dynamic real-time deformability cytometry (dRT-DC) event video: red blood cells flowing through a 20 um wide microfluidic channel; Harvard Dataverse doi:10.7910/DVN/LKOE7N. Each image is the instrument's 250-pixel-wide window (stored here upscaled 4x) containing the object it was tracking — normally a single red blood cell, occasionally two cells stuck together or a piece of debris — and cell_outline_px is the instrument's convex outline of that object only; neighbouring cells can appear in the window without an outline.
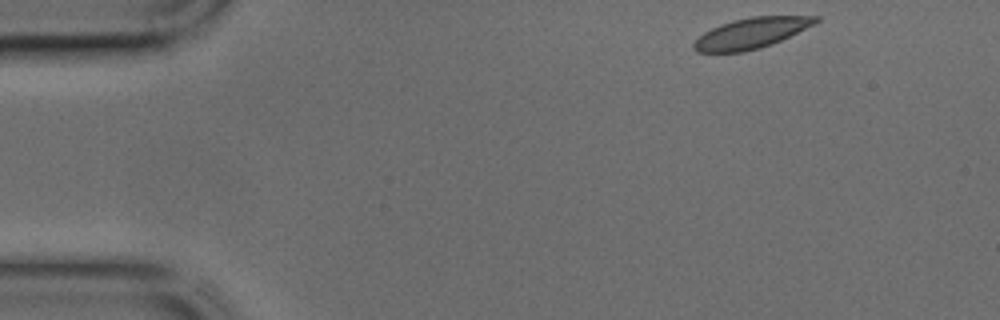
{"species": "common noctule bat (a hibernating species)", "species_latin": "Nyctalus noctula", "temperature_condition": "cold", "stored_images_in_passage": 40, "camera_frame_rate_fps": 3000, "um_per_image_px": 0.085, "animal": {"sex": "male", "body_mass_g": 17.9, "forearm_length_mm": 54.2}, "frame": {"image": 1, "passage_image": 1, "time_ms": 0.0, "image_size_px": [1000, 320], "cell_outline_px": [[820, 20], [816, 24], [780, 40], [760, 48], [744, 52], [696, 52], [692, 48], [692, 44], [704, 32], [720, 24], [732, 20], [752, 16], [820, 16]], "centroid_in_image_um": [63.85, 2.81], "position_along_channel_um": 21.1, "area_um2": 21.68}}
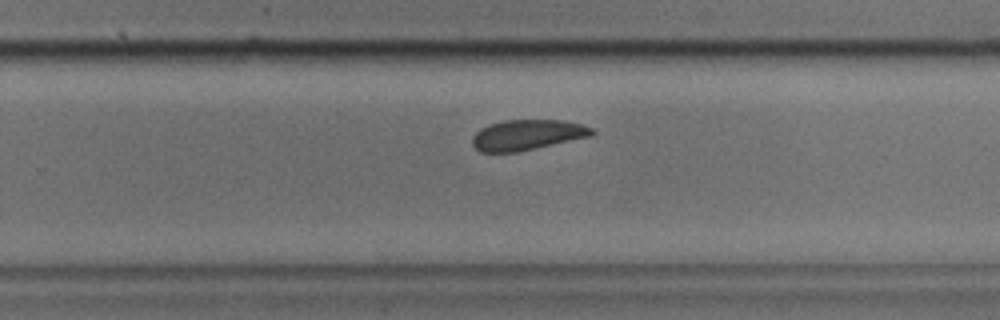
{"frame": {"image": 2, "passage_image": 24, "time_ms": 7.667, "image_size_px": [1000, 320], "cell_outline_px": [[596, 132], [592, 136], [516, 152], [480, 152], [472, 144], [472, 136], [480, 128], [488, 124], [504, 120], [564, 120], [580, 124], [592, 128]], "centroid_in_image_um": [44.8, 11.46], "position_along_channel_um": 285.0, "area_um2": 21.21}}
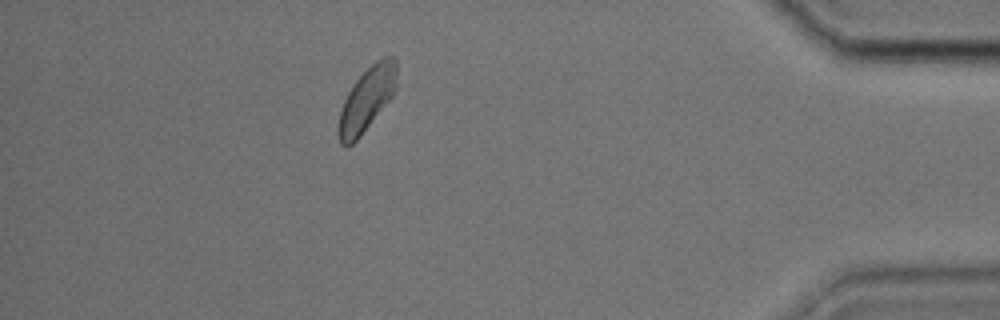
{"frame": {"image": 3, "passage_image": 35, "time_ms": 11.333, "image_size_px": [1000, 320], "cell_outline_px": [[396, 88], [392, 96], [360, 136], [348, 148], [344, 148], [340, 144], [336, 132], [340, 108], [352, 84], [376, 60], [384, 56], [396, 56]], "centroid_in_image_um": [31.14, 8.47], "position_along_channel_um": 404.1, "area_um2": 21.79}}